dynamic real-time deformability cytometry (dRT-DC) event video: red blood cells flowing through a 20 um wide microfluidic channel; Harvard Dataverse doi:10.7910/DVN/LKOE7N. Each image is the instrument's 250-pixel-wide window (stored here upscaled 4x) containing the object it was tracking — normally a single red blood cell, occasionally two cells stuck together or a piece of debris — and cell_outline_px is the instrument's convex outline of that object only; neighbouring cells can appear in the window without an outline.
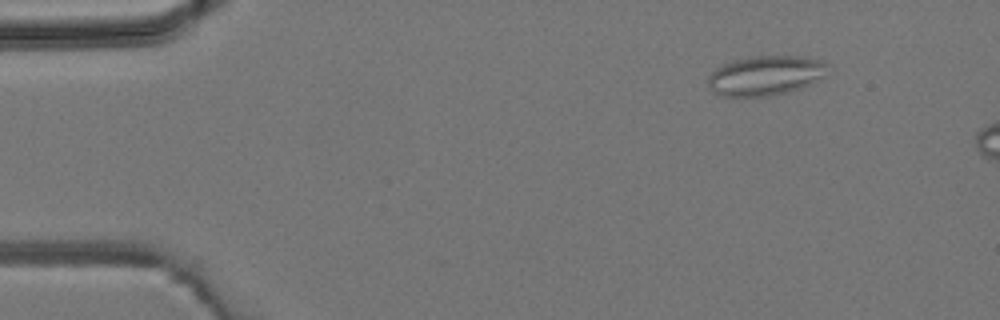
{"species": "common noctule bat (a hibernating species)", "species_latin": "Nyctalus noctula", "temperature_condition": "room temperature", "stored_images_in_passage": 3, "camera_frame_rate_fps": 3000, "um_per_image_px": 0.085, "animal": {"sex": "male", "body_mass_g": 19.2, "forearm_length_mm": 51.8}, "frame": {"image": 1, "passage_image": 2, "time_ms": 1.0, "image_size_px": [1000, 320], "cell_outline_px": [[828, 64], [824, 76], [812, 84], [800, 88], [768, 96], [720, 96], [712, 92], [708, 88], [708, 76], [716, 68], [732, 60], [756, 56], [800, 56], [820, 60]], "centroid_in_image_um": [65.04, 6.42], "position_along_channel_um": 20.0, "area_um2": 27.63}}